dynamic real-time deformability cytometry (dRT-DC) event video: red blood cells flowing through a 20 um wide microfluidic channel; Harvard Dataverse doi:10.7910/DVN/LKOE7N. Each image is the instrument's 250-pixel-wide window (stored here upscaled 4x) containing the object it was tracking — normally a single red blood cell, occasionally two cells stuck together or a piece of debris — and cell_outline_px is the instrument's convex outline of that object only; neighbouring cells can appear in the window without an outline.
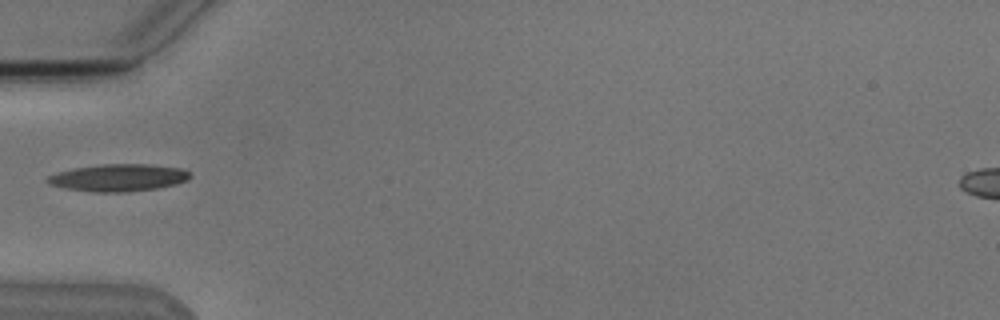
{"species": "Egyptian fruit bat (a non-hibernating species)", "species_latin": "Rousettus aegyptiacus", "temperature_condition": "cold", "stored_images_in_passage": 5, "camera_frame_rate_fps": 3000, "um_per_image_px": 0.085, "animal": {"sex": "male"}, "frame": {"image": 1, "passage_image": 4, "time_ms": 3.667, "image_size_px": [1000, 320], "cell_outline_px": [[192, 176], [188, 180], [176, 184], [156, 188], [124, 192], [92, 192], [64, 188], [48, 184], [44, 180], [48, 176], [56, 172], [72, 168], [100, 164], [148, 164], [184, 168]], "centroid_in_image_um": [10.04, 15.1], "position_along_channel_um": 75.0, "area_um2": 22.89}}